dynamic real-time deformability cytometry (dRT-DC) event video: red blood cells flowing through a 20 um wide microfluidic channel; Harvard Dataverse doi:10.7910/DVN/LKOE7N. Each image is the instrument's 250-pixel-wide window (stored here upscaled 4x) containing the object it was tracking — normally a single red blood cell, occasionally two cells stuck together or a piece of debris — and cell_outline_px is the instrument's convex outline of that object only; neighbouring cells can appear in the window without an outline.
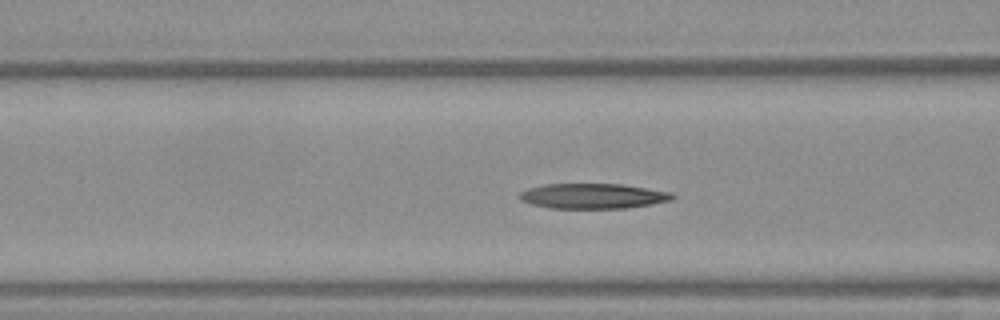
{"species": "Egyptian fruit bat (a non-hibernating species)", "species_latin": "Rousettus aegyptiacus", "temperature_condition": "warm", "stored_images_in_passage": 46, "camera_frame_rate_fps": 3000, "um_per_image_px": 0.085, "frame": {"image": 1, "passage_image": 15, "time_ms": 4.667, "image_size_px": [1000, 320], "cell_outline_px": [[676, 196], [672, 200], [652, 204], [628, 208], [548, 208], [532, 204], [520, 200], [516, 196], [520, 192], [528, 188], [544, 184], [620, 184], [672, 192]], "centroid_in_image_um": [50.38, 16.66], "position_along_channel_um": 116.2, "area_um2": 22.54}}
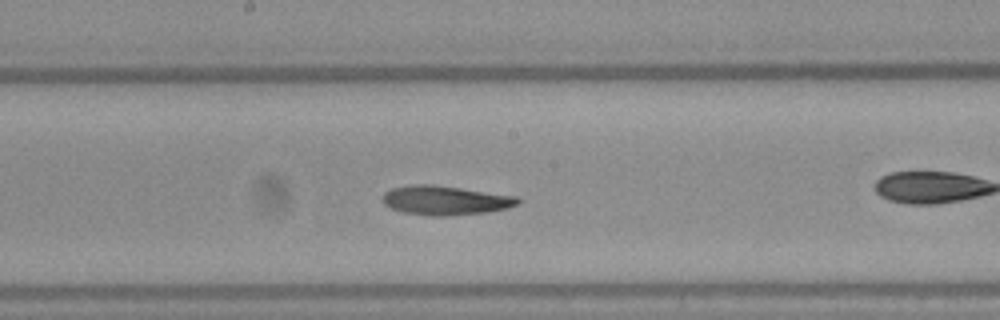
{"frame": {"image": 2, "passage_image": 22, "time_ms": 7.0, "image_size_px": [1000, 320], "cell_outline_px": [[520, 204], [508, 208], [484, 212], [444, 216], [428, 216], [400, 212], [388, 208], [380, 200], [384, 192], [392, 188], [412, 184], [428, 184], [460, 188], [516, 196], [520, 200]], "centroid_in_image_um": [37.77, 17.03], "position_along_channel_um": 210.4, "area_um2": 23.18}}
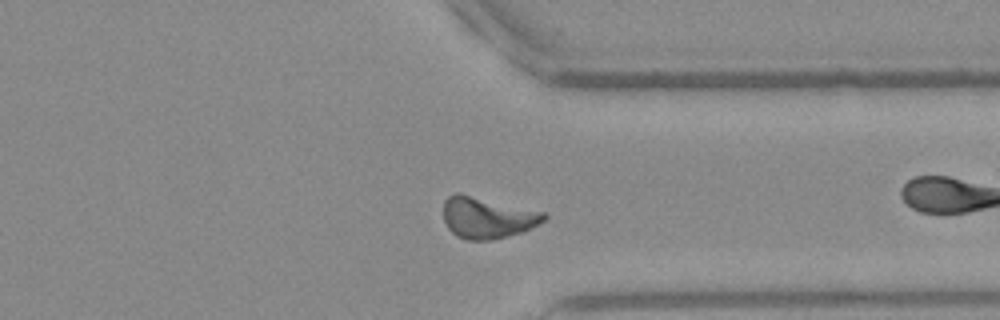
{"frame": {"image": 3, "passage_image": 34, "time_ms": 11.0, "image_size_px": [1000, 320], "cell_outline_px": [[548, 216], [540, 224], [524, 232], [492, 240], [468, 240], [456, 236], [448, 228], [444, 220], [444, 200], [448, 196], [456, 192], [460, 192], [544, 212]], "centroid_in_image_um": [41.42, 18.49], "position_along_channel_um": 370.0, "area_um2": 24.51}, "authors_computed_cell_mechanics": {"area_um2": 22.6576, "velocity_mm_per_s": 4.0238, "shape_relaxation_time_tau1_ms": null, "shape_relaxation_time_tau2_ms": 3.77, "deformation_change_tau1": null, "deformation_change_tau2": 0.1194}}